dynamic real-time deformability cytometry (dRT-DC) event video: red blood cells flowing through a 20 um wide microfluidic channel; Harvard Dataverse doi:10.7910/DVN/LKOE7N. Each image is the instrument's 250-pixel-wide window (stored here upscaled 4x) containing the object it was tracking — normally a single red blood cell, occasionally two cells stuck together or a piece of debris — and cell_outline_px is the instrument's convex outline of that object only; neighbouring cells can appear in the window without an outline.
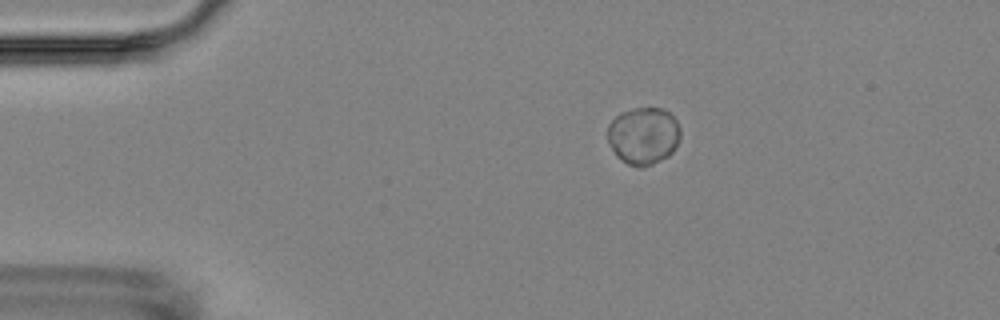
{"species": "Egyptian fruit bat (a non-hibernating species)", "species_latin": "Rousettus aegyptiacus", "temperature_condition": "room temperature", "stored_images_in_passage": 5, "camera_frame_rate_fps": 3000, "um_per_image_px": 0.085, "animal": {"sex": "female"}, "frame": {"image": 1, "passage_image": 5, "time_ms": 5.667, "image_size_px": [1000, 320], "cell_outline_px": [[680, 136], [672, 152], [668, 156], [652, 164], [628, 164], [616, 156], [608, 140], [608, 124], [620, 112], [636, 108], [660, 108], [668, 112], [676, 120], [680, 128]], "centroid_in_image_um": [54.68, 11.5], "position_along_channel_um": 30.3, "area_um2": 23.81}}